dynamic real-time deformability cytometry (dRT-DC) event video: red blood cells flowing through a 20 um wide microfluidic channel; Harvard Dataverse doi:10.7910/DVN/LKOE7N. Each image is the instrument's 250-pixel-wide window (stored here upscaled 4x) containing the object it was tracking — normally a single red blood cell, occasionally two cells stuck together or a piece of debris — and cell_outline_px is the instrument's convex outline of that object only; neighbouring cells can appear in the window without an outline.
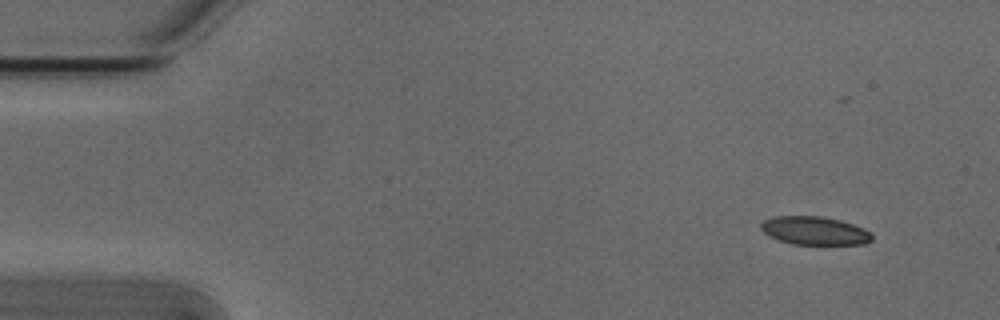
{"species": "Egyptian fruit bat (a non-hibernating species)", "species_latin": "Rousettus aegyptiacus", "temperature_condition": "cold", "stored_images_in_passage": 4, "camera_frame_rate_fps": 3000, "um_per_image_px": 0.085, "animal": {"sex": "male"}, "frame": {"image": 1, "passage_image": 1, "time_ms": 0.0, "image_size_px": [1000, 320], "cell_outline_px": [[872, 240], [864, 244], [792, 244], [768, 236], [760, 228], [760, 224], [764, 220], [772, 216], [820, 216], [840, 220], [864, 228], [872, 232]], "centroid_in_image_um": [69.24, 19.6], "position_along_channel_um": 15.8, "area_um2": 18.38}}
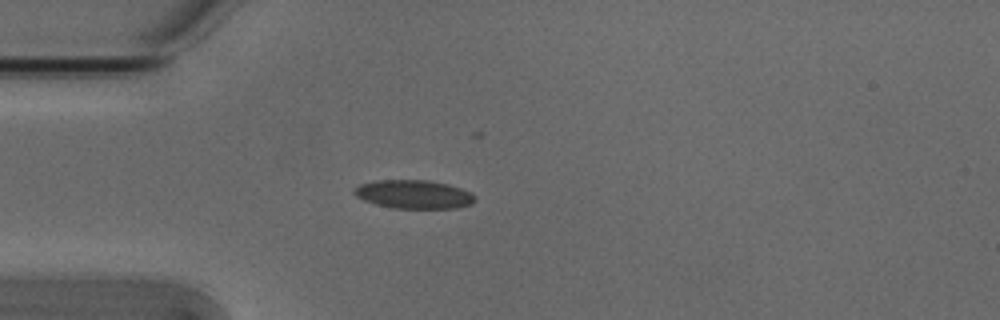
{"frame": {"image": 2, "passage_image": 4, "time_ms": 1.0, "image_size_px": [1000, 320], "cell_outline_px": [[476, 200], [472, 204], [456, 208], [392, 208], [376, 204], [364, 200], [356, 196], [352, 192], [352, 188], [360, 184], [376, 180], [428, 180], [448, 184], [472, 192], [476, 196]], "centroid_in_image_um": [35.18, 16.51], "position_along_channel_um": 49.8, "area_um2": 20.29}}